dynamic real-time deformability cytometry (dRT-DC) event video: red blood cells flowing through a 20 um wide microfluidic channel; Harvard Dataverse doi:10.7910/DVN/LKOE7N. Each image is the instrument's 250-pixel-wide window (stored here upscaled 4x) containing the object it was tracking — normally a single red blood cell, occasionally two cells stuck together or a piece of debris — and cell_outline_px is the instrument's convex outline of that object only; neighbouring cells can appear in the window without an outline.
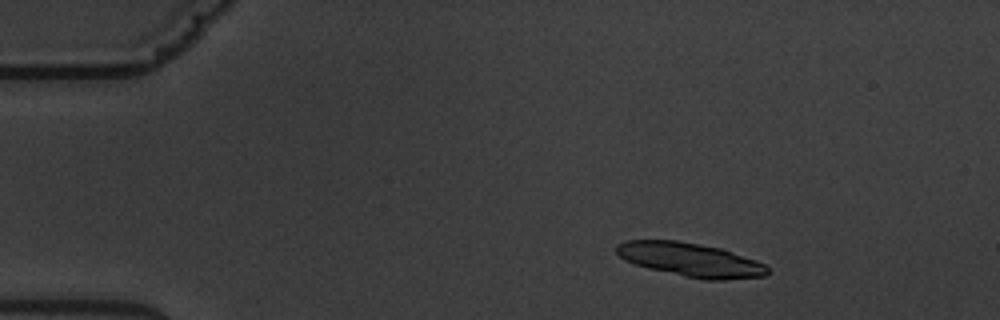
{"species": "common noctule bat (a hibernating species)", "species_latin": "Nyctalus noctula", "temperature_condition": "warm", "stored_images_in_passage": 4, "camera_frame_rate_fps": 3000, "um_per_image_px": 0.085, "animal": {"sex": "male", "body_mass_g": 19.5, "forearm_length_mm": 54.6}, "frame": {"image": 1, "passage_image": 2, "time_ms": 1.333, "image_size_px": [1000, 320], "cell_outline_px": [[772, 272], [764, 276], [724, 280], [704, 280], [648, 268], [624, 260], [616, 252], [616, 244], [624, 240], [676, 240], [720, 248], [756, 260], [764, 264]], "centroid_in_image_um": [58.69, 22.08], "position_along_channel_um": 26.3, "area_um2": 29.65}}